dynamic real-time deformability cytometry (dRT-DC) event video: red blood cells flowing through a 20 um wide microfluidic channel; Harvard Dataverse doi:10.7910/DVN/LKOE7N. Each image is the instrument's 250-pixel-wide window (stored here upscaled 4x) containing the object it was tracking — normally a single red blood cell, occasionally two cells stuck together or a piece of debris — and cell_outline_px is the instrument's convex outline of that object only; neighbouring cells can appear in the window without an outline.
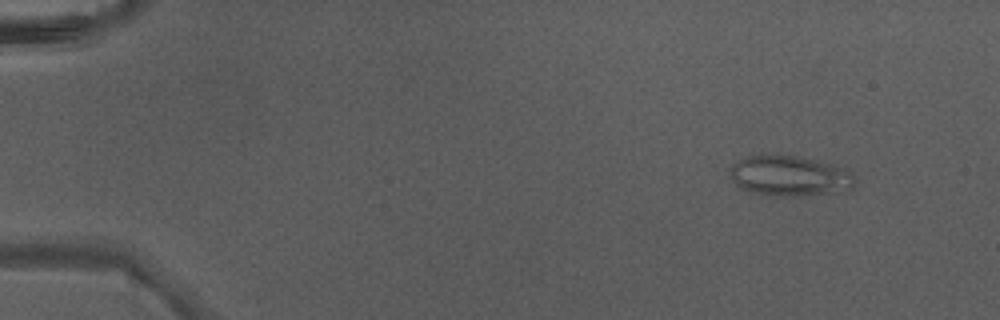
{"species": "Egyptian fruit bat (a non-hibernating species)", "species_latin": "Rousettus aegyptiacus", "temperature_condition": "warm", "stored_images_in_passage": 4, "camera_frame_rate_fps": 3000, "um_per_image_px": 0.085, "animal": {"sex": "male"}, "frame": {"image": 1, "passage_image": 4, "time_ms": 1.0, "image_size_px": [1000, 320], "cell_outline_px": [[856, 180], [852, 188], [848, 192], [796, 196], [772, 196], [752, 192], [740, 188], [728, 176], [732, 164], [748, 156], [796, 156], [816, 160], [848, 168]], "centroid_in_image_um": [67.17, 14.98], "position_along_channel_um": 17.8, "area_um2": 29.65}}